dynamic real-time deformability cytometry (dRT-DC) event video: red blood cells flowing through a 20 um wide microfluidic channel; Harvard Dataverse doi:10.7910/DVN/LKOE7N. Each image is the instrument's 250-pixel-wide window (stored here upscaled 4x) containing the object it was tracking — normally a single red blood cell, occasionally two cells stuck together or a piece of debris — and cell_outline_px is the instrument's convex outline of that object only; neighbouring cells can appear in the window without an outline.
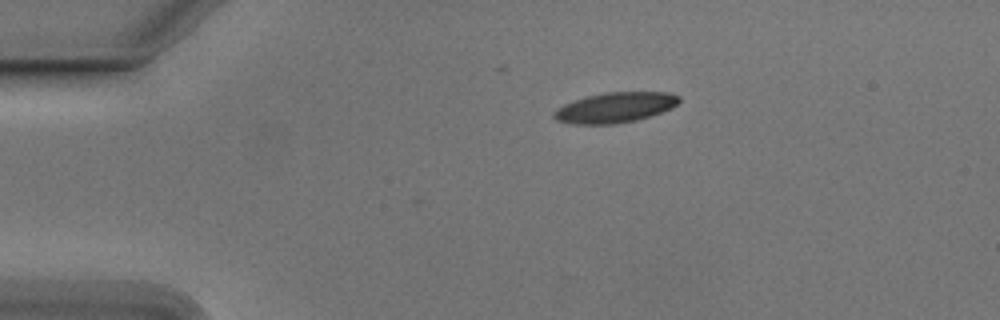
{"species": "Egyptian fruit bat (a non-hibernating species)", "species_latin": "Rousettus aegyptiacus", "temperature_condition": "cold", "stored_images_in_passage": 36, "camera_frame_rate_fps": 3000, "um_per_image_px": 0.085, "animal": {"sex": "male"}, "frame": {"image": 1, "passage_image": 1, "time_ms": 0.0, "image_size_px": [1000, 320], "cell_outline_px": [[680, 100], [676, 104], [660, 112], [636, 120], [616, 124], [572, 124], [556, 120], [552, 116], [552, 112], [564, 104], [588, 96], [608, 92], [668, 92], [680, 96]], "centroid_in_image_um": [52.25, 9.14], "position_along_channel_um": 32.8, "area_um2": 21.79}}
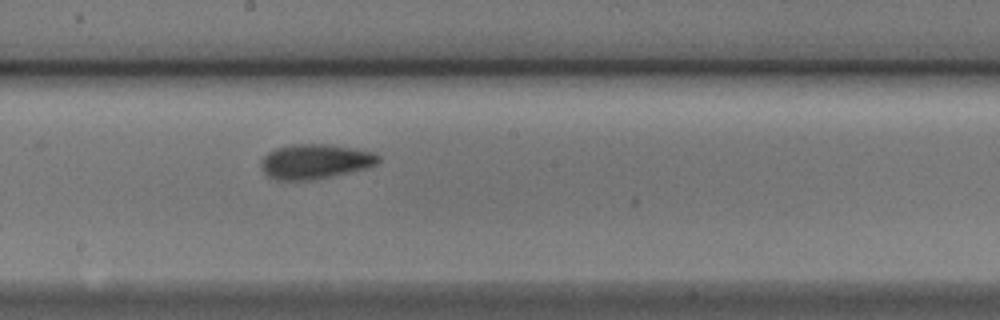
{"frame": {"image": 2, "passage_image": 20, "time_ms": 6.333, "image_size_px": [1000, 320], "cell_outline_px": [[380, 160], [376, 164], [364, 168], [332, 176], [308, 180], [280, 180], [268, 176], [264, 172], [260, 164], [260, 160], [268, 152], [276, 148], [288, 144], [328, 144], [352, 148], [372, 152], [380, 156]], "centroid_in_image_um": [26.74, 13.71], "position_along_channel_um": 221.5, "area_um2": 23.58}}
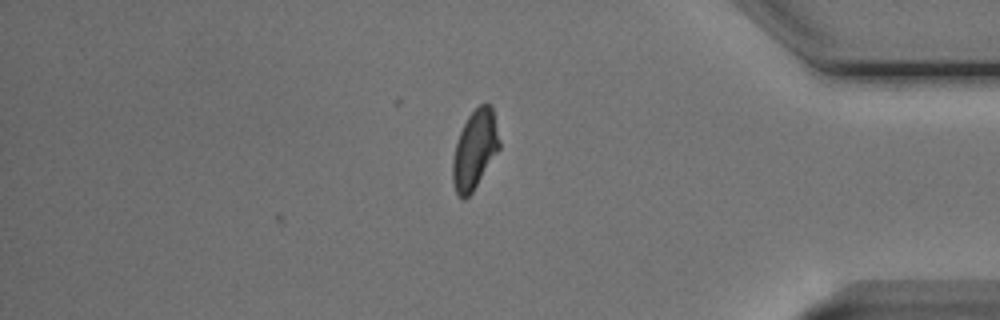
{"frame": {"image": 3, "passage_image": 36, "time_ms": 11.667, "image_size_px": [1000, 320], "cell_outline_px": [[500, 148], [472, 192], [464, 200], [456, 192], [452, 180], [452, 160], [456, 144], [460, 132], [468, 116], [480, 104], [492, 104], [500, 140]], "centroid_in_image_um": [40.36, 12.7], "position_along_channel_um": 394.8, "area_um2": 21.27}, "authors_computed_cell_mechanics": {"area_um2": 22.542, "velocity_mm_per_s": 3.777, "shape_relaxation_time_tau1_ms": 3.5032, "shape_relaxation_time_tau2_ms": 2.8575, "deformation_change_tau1": 0.127, "deformation_change_tau2": 0.0869}}